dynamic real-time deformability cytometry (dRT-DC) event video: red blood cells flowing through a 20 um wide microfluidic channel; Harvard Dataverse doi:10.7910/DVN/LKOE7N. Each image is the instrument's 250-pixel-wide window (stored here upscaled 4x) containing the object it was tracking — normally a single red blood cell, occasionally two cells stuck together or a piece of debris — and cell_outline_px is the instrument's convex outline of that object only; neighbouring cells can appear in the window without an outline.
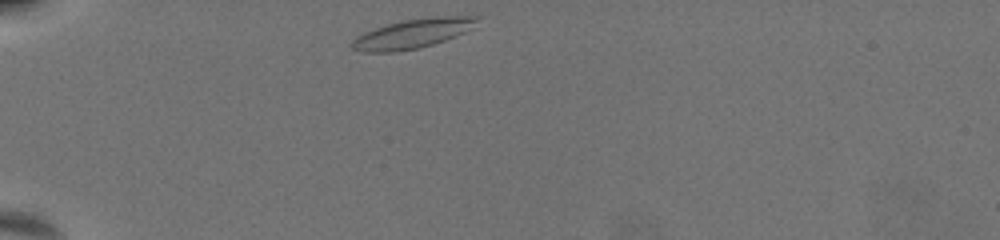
{"species": "common noctule bat (a hibernating species)", "species_latin": "Nyctalus noctula", "temperature_condition": "warm", "stored_images_in_passage": 35, "camera_frame_rate_fps": 3000, "um_per_image_px": 0.085, "animal": {"sex": "female", "body_mass_g": 19.5, "forearm_length_mm": 54.1}, "frame": {"image": 1, "passage_image": 1, "time_ms": 0.0, "image_size_px": [1000, 240], "cell_outline_px": [[480, 16], [476, 28], [456, 36], [420, 48], [392, 52], [360, 52], [352, 48], [352, 40], [356, 36], [364, 32], [400, 20], [432, 16]], "centroid_in_image_um": [35.13, 2.84], "position_along_channel_um": 49.9, "area_um2": 21.68}}
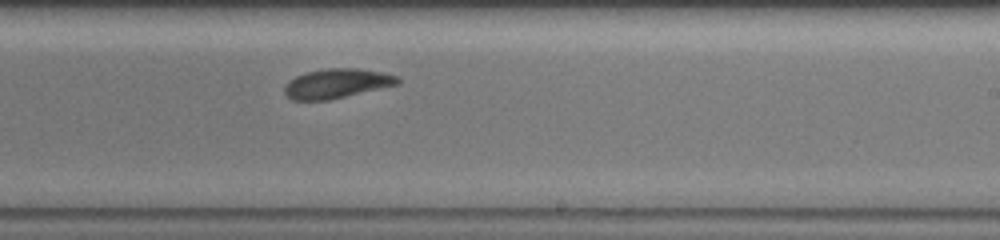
{"frame": {"image": 2, "passage_image": 22, "time_ms": 7.0, "image_size_px": [1000, 240], "cell_outline_px": [[400, 84], [328, 100], [292, 100], [284, 92], [284, 88], [288, 80], [304, 72], [328, 68], [356, 68], [380, 72], [400, 76]], "centroid_in_image_um": [28.63, 7.09], "position_along_channel_um": 260.4, "area_um2": 19.48}}
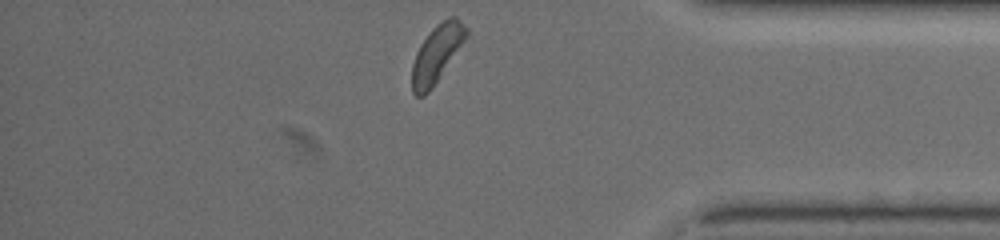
{"frame": {"image": 3, "passage_image": 35, "time_ms": 11.333, "image_size_px": [1000, 240], "cell_outline_px": [[468, 36], [432, 88], [424, 96], [416, 96], [412, 92], [412, 64], [416, 52], [420, 44], [432, 28], [436, 24], [452, 16], [456, 16], [468, 28]], "centroid_in_image_um": [37.12, 4.56], "position_along_channel_um": 398.1, "area_um2": 18.09}, "authors_computed_cell_mechanics": {"area_um2": 19.652, "velocity_mm_per_s": 3.5372, "shape_relaxation_time_tau1_ms": 3.0117, "shape_relaxation_time_tau2_ms": 2.1505, "deformation_change_tau1": 0.1156, "deformation_change_tau2": 0.0618}}